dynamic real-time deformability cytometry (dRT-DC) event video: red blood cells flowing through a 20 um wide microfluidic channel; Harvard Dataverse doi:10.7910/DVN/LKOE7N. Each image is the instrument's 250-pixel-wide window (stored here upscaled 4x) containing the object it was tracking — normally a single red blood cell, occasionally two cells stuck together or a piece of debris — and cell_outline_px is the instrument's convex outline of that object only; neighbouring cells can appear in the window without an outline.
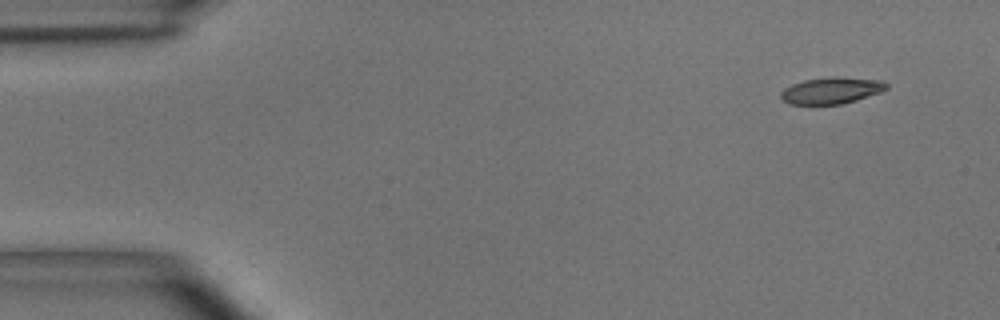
{"species": "common noctule bat (a hibernating species)", "species_latin": "Nyctalus noctula", "temperature_condition": "room temperature", "stored_images_in_passage": 4, "camera_frame_rate_fps": 3000, "um_per_image_px": 0.085, "animal": {"sex": "male", "body_mass_g": 15.6}, "frame": {"image": 1, "passage_image": 1, "time_ms": 0.0, "image_size_px": [1000, 320], "cell_outline_px": [[888, 88], [880, 92], [856, 100], [840, 104], [788, 104], [780, 96], [780, 92], [784, 88], [792, 84], [804, 80], [832, 76], [836, 76], [884, 80], [888, 84]], "centroid_in_image_um": [70.68, 7.68], "position_along_channel_um": 14.3, "area_um2": 16.42}}